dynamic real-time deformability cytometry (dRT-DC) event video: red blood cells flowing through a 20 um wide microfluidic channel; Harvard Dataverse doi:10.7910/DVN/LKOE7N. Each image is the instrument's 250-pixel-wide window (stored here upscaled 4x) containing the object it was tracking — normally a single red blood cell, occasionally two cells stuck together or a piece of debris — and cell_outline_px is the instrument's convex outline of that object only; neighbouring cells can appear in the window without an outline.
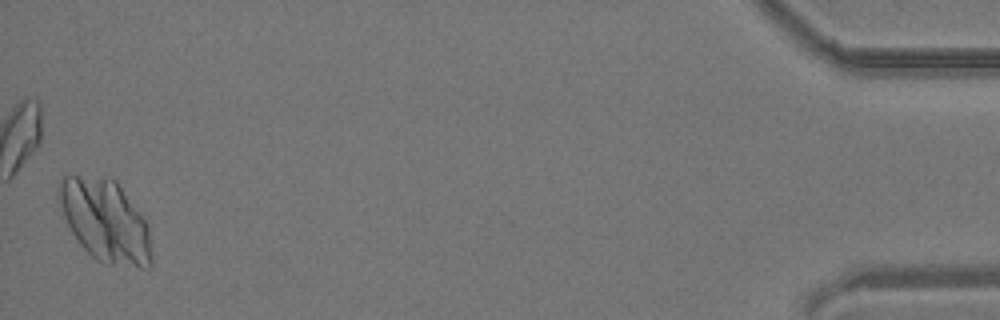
{"species": "common noctule bat (a hibernating species)", "species_latin": "Nyctalus noctula", "temperature_condition": "room temperature", "stored_images_in_passage": 36, "camera_frame_rate_fps": 3000, "um_per_image_px": 0.085, "animal": {"sex": "male", "body_mass_g": 19.2, "forearm_length_mm": 51.8}, "frame": {"image": 1, "passage_image": 36, "time_ms": 11.667, "image_size_px": [1000, 320], "cell_outline_px": [[152, 268], [140, 268], [108, 264], [96, 260], [80, 244], [72, 232], [64, 216], [60, 204], [60, 180], [64, 176], [104, 176], [116, 180], [140, 212], [148, 224], [152, 256]], "centroid_in_image_um": [9.0, 18.79], "position_along_channel_um": 426.2, "area_um2": 44.39}}